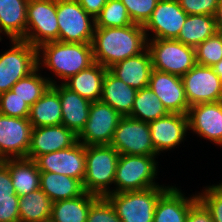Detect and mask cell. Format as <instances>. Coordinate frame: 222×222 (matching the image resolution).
Returning a JSON list of instances; mask_svg holds the SVG:
<instances>
[{
	"mask_svg": "<svg viewBox=\"0 0 222 222\" xmlns=\"http://www.w3.org/2000/svg\"><path fill=\"white\" fill-rule=\"evenodd\" d=\"M91 46L94 62L109 69L143 52L147 38L143 26L135 23L125 27H95Z\"/></svg>",
	"mask_w": 222,
	"mask_h": 222,
	"instance_id": "obj_1",
	"label": "cell"
},
{
	"mask_svg": "<svg viewBox=\"0 0 222 222\" xmlns=\"http://www.w3.org/2000/svg\"><path fill=\"white\" fill-rule=\"evenodd\" d=\"M41 50L43 64L64 81L94 63L91 43L61 41L44 43L37 48L38 66L41 64Z\"/></svg>",
	"mask_w": 222,
	"mask_h": 222,
	"instance_id": "obj_2",
	"label": "cell"
},
{
	"mask_svg": "<svg viewBox=\"0 0 222 222\" xmlns=\"http://www.w3.org/2000/svg\"><path fill=\"white\" fill-rule=\"evenodd\" d=\"M85 155L84 191L106 197L110 194L109 185L114 183L120 154L111 145H92L85 146Z\"/></svg>",
	"mask_w": 222,
	"mask_h": 222,
	"instance_id": "obj_3",
	"label": "cell"
},
{
	"mask_svg": "<svg viewBox=\"0 0 222 222\" xmlns=\"http://www.w3.org/2000/svg\"><path fill=\"white\" fill-rule=\"evenodd\" d=\"M168 188L159 186L141 191L110 193L106 198L122 222H153L157 201Z\"/></svg>",
	"mask_w": 222,
	"mask_h": 222,
	"instance_id": "obj_4",
	"label": "cell"
},
{
	"mask_svg": "<svg viewBox=\"0 0 222 222\" xmlns=\"http://www.w3.org/2000/svg\"><path fill=\"white\" fill-rule=\"evenodd\" d=\"M156 156L120 155L115 172L116 190L110 193L141 191L159 187L153 182L157 175Z\"/></svg>",
	"mask_w": 222,
	"mask_h": 222,
	"instance_id": "obj_5",
	"label": "cell"
},
{
	"mask_svg": "<svg viewBox=\"0 0 222 222\" xmlns=\"http://www.w3.org/2000/svg\"><path fill=\"white\" fill-rule=\"evenodd\" d=\"M153 69L182 77L196 65L195 48L176 39H149Z\"/></svg>",
	"mask_w": 222,
	"mask_h": 222,
	"instance_id": "obj_6",
	"label": "cell"
},
{
	"mask_svg": "<svg viewBox=\"0 0 222 222\" xmlns=\"http://www.w3.org/2000/svg\"><path fill=\"white\" fill-rule=\"evenodd\" d=\"M11 49L0 55V94L38 67V51L22 39L11 40Z\"/></svg>",
	"mask_w": 222,
	"mask_h": 222,
	"instance_id": "obj_7",
	"label": "cell"
},
{
	"mask_svg": "<svg viewBox=\"0 0 222 222\" xmlns=\"http://www.w3.org/2000/svg\"><path fill=\"white\" fill-rule=\"evenodd\" d=\"M26 14V34L22 40L36 48L58 41L57 0H29Z\"/></svg>",
	"mask_w": 222,
	"mask_h": 222,
	"instance_id": "obj_8",
	"label": "cell"
},
{
	"mask_svg": "<svg viewBox=\"0 0 222 222\" xmlns=\"http://www.w3.org/2000/svg\"><path fill=\"white\" fill-rule=\"evenodd\" d=\"M57 20L59 25L58 41L92 42L95 19L80 6L78 0H57Z\"/></svg>",
	"mask_w": 222,
	"mask_h": 222,
	"instance_id": "obj_9",
	"label": "cell"
},
{
	"mask_svg": "<svg viewBox=\"0 0 222 222\" xmlns=\"http://www.w3.org/2000/svg\"><path fill=\"white\" fill-rule=\"evenodd\" d=\"M110 145L120 155L156 156L148 122L122 117Z\"/></svg>",
	"mask_w": 222,
	"mask_h": 222,
	"instance_id": "obj_10",
	"label": "cell"
},
{
	"mask_svg": "<svg viewBox=\"0 0 222 222\" xmlns=\"http://www.w3.org/2000/svg\"><path fill=\"white\" fill-rule=\"evenodd\" d=\"M121 116L110 105L101 101L92 102L85 127L78 141L85 146L110 145Z\"/></svg>",
	"mask_w": 222,
	"mask_h": 222,
	"instance_id": "obj_11",
	"label": "cell"
},
{
	"mask_svg": "<svg viewBox=\"0 0 222 222\" xmlns=\"http://www.w3.org/2000/svg\"><path fill=\"white\" fill-rule=\"evenodd\" d=\"M181 78L189 106L222 101V80L212 67L196 64Z\"/></svg>",
	"mask_w": 222,
	"mask_h": 222,
	"instance_id": "obj_12",
	"label": "cell"
},
{
	"mask_svg": "<svg viewBox=\"0 0 222 222\" xmlns=\"http://www.w3.org/2000/svg\"><path fill=\"white\" fill-rule=\"evenodd\" d=\"M35 163L40 172H52L80 180L86 172L85 145L77 141L69 148L38 156Z\"/></svg>",
	"mask_w": 222,
	"mask_h": 222,
	"instance_id": "obj_13",
	"label": "cell"
},
{
	"mask_svg": "<svg viewBox=\"0 0 222 222\" xmlns=\"http://www.w3.org/2000/svg\"><path fill=\"white\" fill-rule=\"evenodd\" d=\"M31 131L28 118L0 114V159L27 158Z\"/></svg>",
	"mask_w": 222,
	"mask_h": 222,
	"instance_id": "obj_14",
	"label": "cell"
},
{
	"mask_svg": "<svg viewBox=\"0 0 222 222\" xmlns=\"http://www.w3.org/2000/svg\"><path fill=\"white\" fill-rule=\"evenodd\" d=\"M188 14L177 0H159L148 21L143 25L145 35L151 30L152 39H176Z\"/></svg>",
	"mask_w": 222,
	"mask_h": 222,
	"instance_id": "obj_15",
	"label": "cell"
},
{
	"mask_svg": "<svg viewBox=\"0 0 222 222\" xmlns=\"http://www.w3.org/2000/svg\"><path fill=\"white\" fill-rule=\"evenodd\" d=\"M148 87L158 96L168 113L188 114L190 106L180 76L153 69Z\"/></svg>",
	"mask_w": 222,
	"mask_h": 222,
	"instance_id": "obj_16",
	"label": "cell"
},
{
	"mask_svg": "<svg viewBox=\"0 0 222 222\" xmlns=\"http://www.w3.org/2000/svg\"><path fill=\"white\" fill-rule=\"evenodd\" d=\"M78 141V136L63 124L32 128L27 159L69 148Z\"/></svg>",
	"mask_w": 222,
	"mask_h": 222,
	"instance_id": "obj_17",
	"label": "cell"
},
{
	"mask_svg": "<svg viewBox=\"0 0 222 222\" xmlns=\"http://www.w3.org/2000/svg\"><path fill=\"white\" fill-rule=\"evenodd\" d=\"M187 116L190 130L222 145V101L192 105Z\"/></svg>",
	"mask_w": 222,
	"mask_h": 222,
	"instance_id": "obj_18",
	"label": "cell"
},
{
	"mask_svg": "<svg viewBox=\"0 0 222 222\" xmlns=\"http://www.w3.org/2000/svg\"><path fill=\"white\" fill-rule=\"evenodd\" d=\"M148 125L157 154L179 145L189 130L187 114L168 113L164 117L148 122Z\"/></svg>",
	"mask_w": 222,
	"mask_h": 222,
	"instance_id": "obj_19",
	"label": "cell"
},
{
	"mask_svg": "<svg viewBox=\"0 0 222 222\" xmlns=\"http://www.w3.org/2000/svg\"><path fill=\"white\" fill-rule=\"evenodd\" d=\"M51 86L59 94L62 124L78 136L85 127L92 102L67 88L63 82L60 86L55 83Z\"/></svg>",
	"mask_w": 222,
	"mask_h": 222,
	"instance_id": "obj_20",
	"label": "cell"
},
{
	"mask_svg": "<svg viewBox=\"0 0 222 222\" xmlns=\"http://www.w3.org/2000/svg\"><path fill=\"white\" fill-rule=\"evenodd\" d=\"M108 70L127 85L137 91L141 90L149 85L153 70L150 53L146 48L140 54L118 62Z\"/></svg>",
	"mask_w": 222,
	"mask_h": 222,
	"instance_id": "obj_21",
	"label": "cell"
},
{
	"mask_svg": "<svg viewBox=\"0 0 222 222\" xmlns=\"http://www.w3.org/2000/svg\"><path fill=\"white\" fill-rule=\"evenodd\" d=\"M198 196L185 198L176 187H169L158 199L153 222H186L189 208Z\"/></svg>",
	"mask_w": 222,
	"mask_h": 222,
	"instance_id": "obj_22",
	"label": "cell"
},
{
	"mask_svg": "<svg viewBox=\"0 0 222 222\" xmlns=\"http://www.w3.org/2000/svg\"><path fill=\"white\" fill-rule=\"evenodd\" d=\"M137 90L124 83L107 70L100 101L110 105L121 116H129L132 111Z\"/></svg>",
	"mask_w": 222,
	"mask_h": 222,
	"instance_id": "obj_23",
	"label": "cell"
},
{
	"mask_svg": "<svg viewBox=\"0 0 222 222\" xmlns=\"http://www.w3.org/2000/svg\"><path fill=\"white\" fill-rule=\"evenodd\" d=\"M108 69L94 62L88 68L70 77L63 84L91 102L100 101L102 83Z\"/></svg>",
	"mask_w": 222,
	"mask_h": 222,
	"instance_id": "obj_24",
	"label": "cell"
},
{
	"mask_svg": "<svg viewBox=\"0 0 222 222\" xmlns=\"http://www.w3.org/2000/svg\"><path fill=\"white\" fill-rule=\"evenodd\" d=\"M29 0H0V33L13 39H23L27 27Z\"/></svg>",
	"mask_w": 222,
	"mask_h": 222,
	"instance_id": "obj_25",
	"label": "cell"
},
{
	"mask_svg": "<svg viewBox=\"0 0 222 222\" xmlns=\"http://www.w3.org/2000/svg\"><path fill=\"white\" fill-rule=\"evenodd\" d=\"M16 194L20 197L40 188V171L34 160L27 158L6 159Z\"/></svg>",
	"mask_w": 222,
	"mask_h": 222,
	"instance_id": "obj_26",
	"label": "cell"
},
{
	"mask_svg": "<svg viewBox=\"0 0 222 222\" xmlns=\"http://www.w3.org/2000/svg\"><path fill=\"white\" fill-rule=\"evenodd\" d=\"M28 119L32 128L62 124L61 101L52 86L30 107Z\"/></svg>",
	"mask_w": 222,
	"mask_h": 222,
	"instance_id": "obj_27",
	"label": "cell"
},
{
	"mask_svg": "<svg viewBox=\"0 0 222 222\" xmlns=\"http://www.w3.org/2000/svg\"><path fill=\"white\" fill-rule=\"evenodd\" d=\"M40 189L52 202L73 199L85 192L80 180L52 172L40 173Z\"/></svg>",
	"mask_w": 222,
	"mask_h": 222,
	"instance_id": "obj_28",
	"label": "cell"
},
{
	"mask_svg": "<svg viewBox=\"0 0 222 222\" xmlns=\"http://www.w3.org/2000/svg\"><path fill=\"white\" fill-rule=\"evenodd\" d=\"M99 196L86 191L73 199L52 203L51 219L54 222H86L91 205Z\"/></svg>",
	"mask_w": 222,
	"mask_h": 222,
	"instance_id": "obj_29",
	"label": "cell"
},
{
	"mask_svg": "<svg viewBox=\"0 0 222 222\" xmlns=\"http://www.w3.org/2000/svg\"><path fill=\"white\" fill-rule=\"evenodd\" d=\"M215 33L217 29L213 15H188L176 40L196 48Z\"/></svg>",
	"mask_w": 222,
	"mask_h": 222,
	"instance_id": "obj_30",
	"label": "cell"
},
{
	"mask_svg": "<svg viewBox=\"0 0 222 222\" xmlns=\"http://www.w3.org/2000/svg\"><path fill=\"white\" fill-rule=\"evenodd\" d=\"M51 199L39 188L19 197L20 222H35L51 217Z\"/></svg>",
	"mask_w": 222,
	"mask_h": 222,
	"instance_id": "obj_31",
	"label": "cell"
},
{
	"mask_svg": "<svg viewBox=\"0 0 222 222\" xmlns=\"http://www.w3.org/2000/svg\"><path fill=\"white\" fill-rule=\"evenodd\" d=\"M168 114L158 96L147 86L138 90L128 117L150 122Z\"/></svg>",
	"mask_w": 222,
	"mask_h": 222,
	"instance_id": "obj_32",
	"label": "cell"
},
{
	"mask_svg": "<svg viewBox=\"0 0 222 222\" xmlns=\"http://www.w3.org/2000/svg\"><path fill=\"white\" fill-rule=\"evenodd\" d=\"M38 68L40 67L38 66L29 75L18 80L11 88V91L16 93L30 107L54 84L52 79L49 80V78H43L36 74L39 71Z\"/></svg>",
	"mask_w": 222,
	"mask_h": 222,
	"instance_id": "obj_33",
	"label": "cell"
},
{
	"mask_svg": "<svg viewBox=\"0 0 222 222\" xmlns=\"http://www.w3.org/2000/svg\"><path fill=\"white\" fill-rule=\"evenodd\" d=\"M133 24L125 5L120 0H108L95 19V27H125Z\"/></svg>",
	"mask_w": 222,
	"mask_h": 222,
	"instance_id": "obj_34",
	"label": "cell"
},
{
	"mask_svg": "<svg viewBox=\"0 0 222 222\" xmlns=\"http://www.w3.org/2000/svg\"><path fill=\"white\" fill-rule=\"evenodd\" d=\"M196 64L212 67L222 59V35L220 32L207 38L195 48Z\"/></svg>",
	"mask_w": 222,
	"mask_h": 222,
	"instance_id": "obj_35",
	"label": "cell"
},
{
	"mask_svg": "<svg viewBox=\"0 0 222 222\" xmlns=\"http://www.w3.org/2000/svg\"><path fill=\"white\" fill-rule=\"evenodd\" d=\"M29 113L30 106L13 91L9 90L0 94V114L10 117L28 118Z\"/></svg>",
	"mask_w": 222,
	"mask_h": 222,
	"instance_id": "obj_36",
	"label": "cell"
},
{
	"mask_svg": "<svg viewBox=\"0 0 222 222\" xmlns=\"http://www.w3.org/2000/svg\"><path fill=\"white\" fill-rule=\"evenodd\" d=\"M126 7L133 23L144 25L159 0H120Z\"/></svg>",
	"mask_w": 222,
	"mask_h": 222,
	"instance_id": "obj_37",
	"label": "cell"
},
{
	"mask_svg": "<svg viewBox=\"0 0 222 222\" xmlns=\"http://www.w3.org/2000/svg\"><path fill=\"white\" fill-rule=\"evenodd\" d=\"M86 222H122L106 197H99L90 207Z\"/></svg>",
	"mask_w": 222,
	"mask_h": 222,
	"instance_id": "obj_38",
	"label": "cell"
},
{
	"mask_svg": "<svg viewBox=\"0 0 222 222\" xmlns=\"http://www.w3.org/2000/svg\"><path fill=\"white\" fill-rule=\"evenodd\" d=\"M188 15H213L220 0H177Z\"/></svg>",
	"mask_w": 222,
	"mask_h": 222,
	"instance_id": "obj_39",
	"label": "cell"
},
{
	"mask_svg": "<svg viewBox=\"0 0 222 222\" xmlns=\"http://www.w3.org/2000/svg\"><path fill=\"white\" fill-rule=\"evenodd\" d=\"M197 196L211 214H222V189L218 185L207 187L203 194Z\"/></svg>",
	"mask_w": 222,
	"mask_h": 222,
	"instance_id": "obj_40",
	"label": "cell"
},
{
	"mask_svg": "<svg viewBox=\"0 0 222 222\" xmlns=\"http://www.w3.org/2000/svg\"><path fill=\"white\" fill-rule=\"evenodd\" d=\"M19 202V196L16 194L12 184V178L8 167L0 163V203Z\"/></svg>",
	"mask_w": 222,
	"mask_h": 222,
	"instance_id": "obj_41",
	"label": "cell"
},
{
	"mask_svg": "<svg viewBox=\"0 0 222 222\" xmlns=\"http://www.w3.org/2000/svg\"><path fill=\"white\" fill-rule=\"evenodd\" d=\"M186 222H214L210 211L198 199L188 211Z\"/></svg>",
	"mask_w": 222,
	"mask_h": 222,
	"instance_id": "obj_42",
	"label": "cell"
},
{
	"mask_svg": "<svg viewBox=\"0 0 222 222\" xmlns=\"http://www.w3.org/2000/svg\"><path fill=\"white\" fill-rule=\"evenodd\" d=\"M19 202L0 203V222H20Z\"/></svg>",
	"mask_w": 222,
	"mask_h": 222,
	"instance_id": "obj_43",
	"label": "cell"
},
{
	"mask_svg": "<svg viewBox=\"0 0 222 222\" xmlns=\"http://www.w3.org/2000/svg\"><path fill=\"white\" fill-rule=\"evenodd\" d=\"M78 2L91 17L96 19L108 0H78Z\"/></svg>",
	"mask_w": 222,
	"mask_h": 222,
	"instance_id": "obj_44",
	"label": "cell"
},
{
	"mask_svg": "<svg viewBox=\"0 0 222 222\" xmlns=\"http://www.w3.org/2000/svg\"><path fill=\"white\" fill-rule=\"evenodd\" d=\"M217 32H222V0H220L214 14Z\"/></svg>",
	"mask_w": 222,
	"mask_h": 222,
	"instance_id": "obj_45",
	"label": "cell"
},
{
	"mask_svg": "<svg viewBox=\"0 0 222 222\" xmlns=\"http://www.w3.org/2000/svg\"><path fill=\"white\" fill-rule=\"evenodd\" d=\"M214 72L219 76V78L222 80V59L212 66Z\"/></svg>",
	"mask_w": 222,
	"mask_h": 222,
	"instance_id": "obj_46",
	"label": "cell"
},
{
	"mask_svg": "<svg viewBox=\"0 0 222 222\" xmlns=\"http://www.w3.org/2000/svg\"><path fill=\"white\" fill-rule=\"evenodd\" d=\"M214 222H222V214H211Z\"/></svg>",
	"mask_w": 222,
	"mask_h": 222,
	"instance_id": "obj_47",
	"label": "cell"
},
{
	"mask_svg": "<svg viewBox=\"0 0 222 222\" xmlns=\"http://www.w3.org/2000/svg\"><path fill=\"white\" fill-rule=\"evenodd\" d=\"M35 222H54L51 217H48L46 219H42V220H39V221H35Z\"/></svg>",
	"mask_w": 222,
	"mask_h": 222,
	"instance_id": "obj_48",
	"label": "cell"
}]
</instances>
